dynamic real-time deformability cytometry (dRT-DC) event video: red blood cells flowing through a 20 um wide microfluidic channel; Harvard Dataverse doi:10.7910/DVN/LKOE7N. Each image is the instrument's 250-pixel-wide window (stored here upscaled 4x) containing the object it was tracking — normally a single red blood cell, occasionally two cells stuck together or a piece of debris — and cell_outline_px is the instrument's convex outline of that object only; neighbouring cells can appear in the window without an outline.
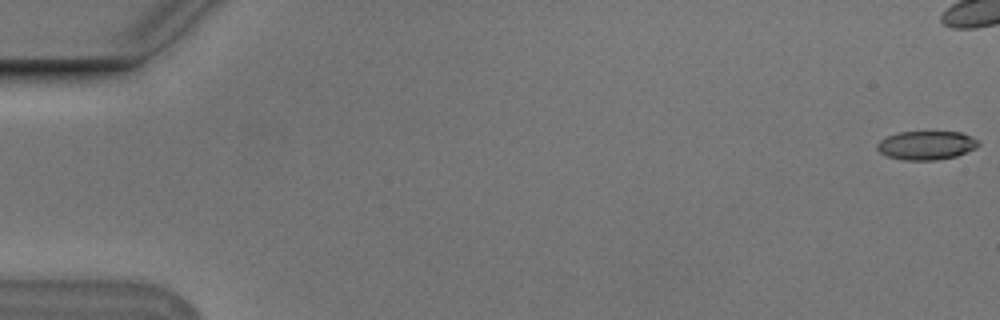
{"species": "Egyptian fruit bat (a non-hibernating species)", "species_latin": "Rousettus aegyptiacus", "temperature_condition": "cold", "stored_images_in_passage": 15, "camera_frame_rate_fps": 3000, "um_per_image_px": 0.085, "animal": {"sex": "male"}, "frame": {"image": 1, "passage_image": 1, "time_ms": 0.0, "image_size_px": [1000, 320], "cell_outline_px": [[980, 144], [976, 148], [956, 156], [936, 160], [904, 160], [888, 156], [880, 152], [876, 148], [876, 144], [880, 140], [888, 136], [900, 132], [960, 132], [972, 136]], "centroid_in_image_um": [78.74, 12.35], "position_along_channel_um": 6.3, "area_um2": 16.88}}